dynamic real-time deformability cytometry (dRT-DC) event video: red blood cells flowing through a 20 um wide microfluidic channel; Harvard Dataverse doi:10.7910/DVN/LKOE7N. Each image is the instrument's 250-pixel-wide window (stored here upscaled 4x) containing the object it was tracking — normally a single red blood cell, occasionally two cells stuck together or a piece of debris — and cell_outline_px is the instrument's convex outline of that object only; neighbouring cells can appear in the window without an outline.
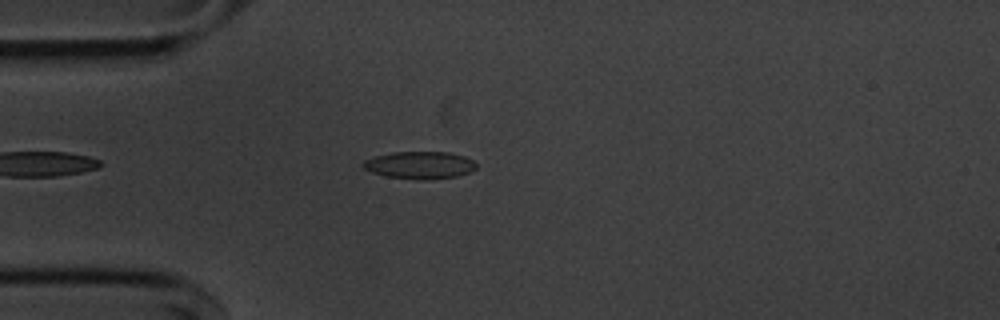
{"species": "common noctule bat (a hibernating species)", "species_latin": "Nyctalus noctula", "temperature_condition": "cold", "stored_images_in_passage": 24, "camera_frame_rate_fps": 3000, "um_per_image_px": 0.085, "animal": {"sex": "male", "body_mass_g": 20.1, "forearm_length_mm": 53.5}, "frame": {"image": 1, "passage_image": 6, "time_ms": 1.667, "image_size_px": [1000, 320], "cell_outline_px": [[476, 168], [468, 172], [456, 176], [420, 180], [416, 180], [388, 176], [372, 172], [364, 168], [360, 164], [364, 160], [376, 156], [392, 152], [448, 152], [464, 156], [472, 160], [476, 164]], "centroid_in_image_um": [35.65, 14.03], "position_along_channel_um": 49.3, "area_um2": 17.86}}
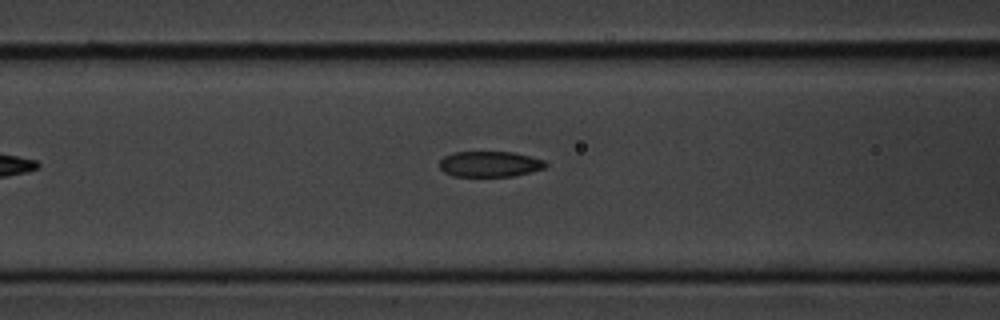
{"frame": {"image": 2, "passage_image": 13, "time_ms": 4.0, "image_size_px": [1000, 320], "cell_outline_px": [[548, 164], [544, 168], [512, 176], [452, 176], [444, 172], [440, 168], [440, 160], [444, 156], [452, 152], [512, 152], [544, 160]], "centroid_in_image_um": [41.59, 13.94], "position_along_channel_um": 125.0, "area_um2": 15.72}}
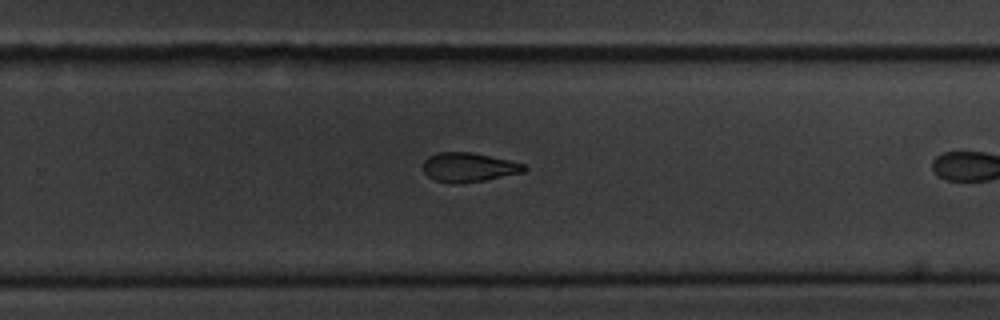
{"frame": {"image": 3, "passage_image": 23, "time_ms": 7.333, "image_size_px": [1000, 320], "cell_outline_px": [[528, 168], [524, 172], [484, 180], [436, 180], [428, 176], [424, 172], [424, 160], [428, 156], [436, 152], [472, 152], [508, 160], [524, 164]], "centroid_in_image_um": [39.87, 14.16], "position_along_channel_um": 289.9, "area_um2": 16.42}}